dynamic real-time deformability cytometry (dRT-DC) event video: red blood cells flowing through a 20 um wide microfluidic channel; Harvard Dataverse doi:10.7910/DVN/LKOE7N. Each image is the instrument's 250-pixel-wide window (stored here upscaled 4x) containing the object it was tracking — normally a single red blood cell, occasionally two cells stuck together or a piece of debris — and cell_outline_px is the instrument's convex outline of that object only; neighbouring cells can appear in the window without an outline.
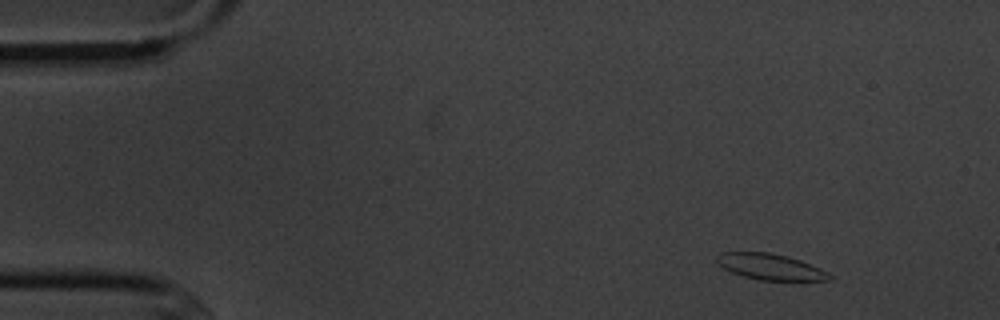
{"species": "common noctule bat (a hibernating species)", "species_latin": "Nyctalus noctula", "temperature_condition": "cold", "stored_images_in_passage": 6, "camera_frame_rate_fps": 3000, "um_per_image_px": 0.085, "animal": {"sex": "male", "body_mass_g": 20.1, "forearm_length_mm": 53.5}, "frame": {"image": 1, "passage_image": 1, "time_ms": 0.0, "image_size_px": [1000, 320], "cell_outline_px": [[832, 280], [760, 280], [744, 276], [732, 272], [724, 268], [716, 260], [716, 256], [720, 252], [768, 252], [788, 256], [800, 260], [820, 268], [828, 272], [832, 276]], "centroid_in_image_um": [65.49, 22.67], "position_along_channel_um": 19.5, "area_um2": 16.94}}
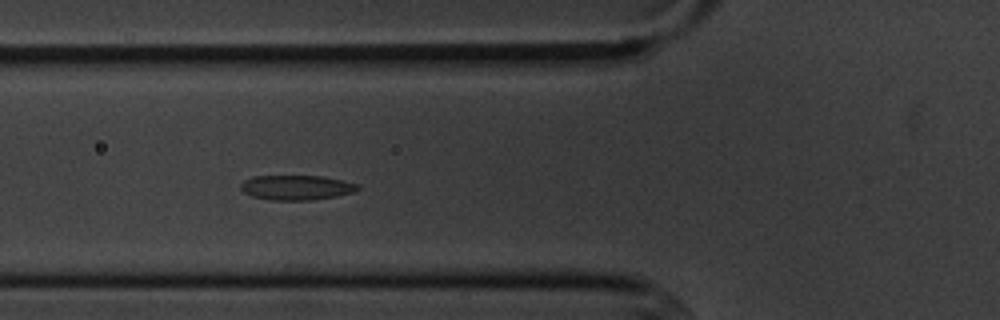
{"frame": {"image": 2, "passage_image": 5, "time_ms": 4.667, "image_size_px": [1000, 320], "cell_outline_px": [[360, 188], [352, 192], [336, 196], [312, 200], [272, 200], [252, 196], [244, 192], [240, 188], [240, 184], [244, 180], [252, 176], [320, 176], [360, 184]], "centroid_in_image_um": [25.18, 15.94], "position_along_channel_um": 100.6, "area_um2": 16.82}}
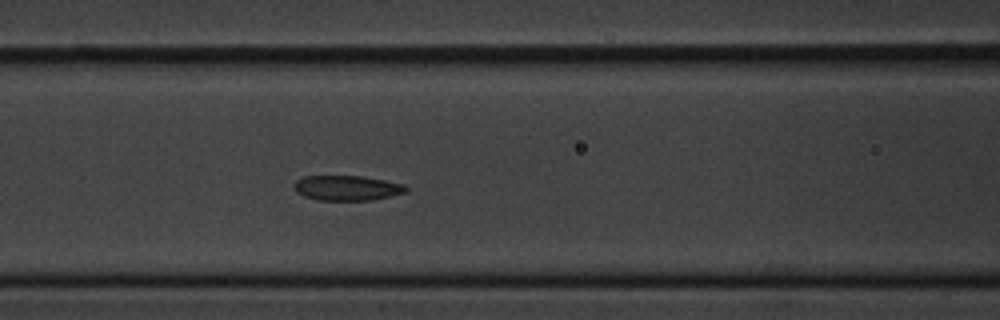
{"frame": {"image": 3, "passage_image": 6, "time_ms": 5.667, "image_size_px": [1000, 320], "cell_outline_px": [[408, 192], [372, 200], [316, 200], [304, 196], [296, 192], [292, 184], [296, 180], [304, 176], [364, 176], [404, 184], [408, 188]], "centroid_in_image_um": [29.49, 15.97], "position_along_channel_um": 137.1, "area_um2": 16.47}}